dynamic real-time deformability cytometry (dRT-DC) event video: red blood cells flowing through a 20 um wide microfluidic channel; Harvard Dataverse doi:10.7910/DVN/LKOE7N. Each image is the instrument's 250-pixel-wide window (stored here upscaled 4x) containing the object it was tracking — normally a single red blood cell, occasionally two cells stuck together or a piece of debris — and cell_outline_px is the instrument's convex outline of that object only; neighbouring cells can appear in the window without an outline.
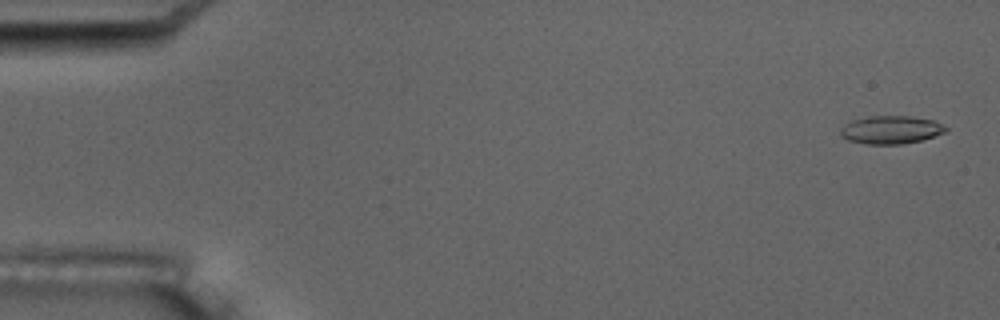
{"species": "common noctule bat (a hibernating species)", "species_latin": "Nyctalus noctula", "temperature_condition": "room temperature", "stored_images_in_passage": 6, "camera_frame_rate_fps": 3000, "um_per_image_px": 0.085, "animal": {"sex": "male", "body_mass_g": 17.5, "forearm_length_mm": 52.3}, "frame": {"image": 1, "passage_image": 1, "time_ms": 0.0, "image_size_px": [1000, 320], "cell_outline_px": [[948, 132], [920, 140], [900, 144], [864, 144], [848, 140], [840, 136], [840, 128], [844, 124], [852, 120], [868, 116], [912, 116], [932, 120], [948, 128]], "centroid_in_image_um": [75.69, 11.03], "position_along_channel_um": 9.3, "area_um2": 17.28}}